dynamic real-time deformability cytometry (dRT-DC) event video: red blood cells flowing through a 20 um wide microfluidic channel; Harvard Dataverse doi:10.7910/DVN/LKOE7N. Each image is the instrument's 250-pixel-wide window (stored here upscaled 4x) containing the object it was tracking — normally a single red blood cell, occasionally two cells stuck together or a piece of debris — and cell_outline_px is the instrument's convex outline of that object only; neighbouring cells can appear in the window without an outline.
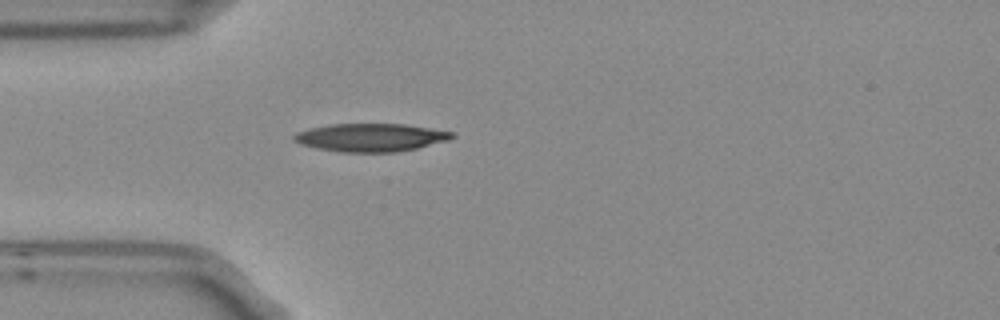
{"species": "Egyptian fruit bat (a non-hibernating species)", "species_latin": "Rousettus aegyptiacus", "temperature_condition": "room temperature", "stored_images_in_passage": 1, "camera_frame_rate_fps": 3000, "um_per_image_px": 0.085, "frame": {"image": 1, "passage_image": 1, "time_ms": 0.0, "image_size_px": [1000, 320], "cell_outline_px": [[456, 136], [448, 140], [416, 148], [396, 152], [340, 152], [316, 148], [300, 144], [292, 140], [292, 136], [296, 132], [312, 128], [332, 124], [408, 124], [456, 132]], "centroid_in_image_um": [31.53, 11.68], "position_along_channel_um": 53.5, "area_um2": 25.95}}